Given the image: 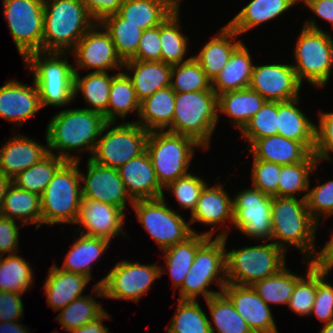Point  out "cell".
Returning <instances> with one entry per match:
<instances>
[{"label": "cell", "instance_id": "obj_4", "mask_svg": "<svg viewBox=\"0 0 333 333\" xmlns=\"http://www.w3.org/2000/svg\"><path fill=\"white\" fill-rule=\"evenodd\" d=\"M219 115L218 95L213 90L175 93V111L167 131L190 137L209 149Z\"/></svg>", "mask_w": 333, "mask_h": 333}, {"label": "cell", "instance_id": "obj_45", "mask_svg": "<svg viewBox=\"0 0 333 333\" xmlns=\"http://www.w3.org/2000/svg\"><path fill=\"white\" fill-rule=\"evenodd\" d=\"M0 256V291L24 293L31 289L33 272L30 263L17 254Z\"/></svg>", "mask_w": 333, "mask_h": 333}, {"label": "cell", "instance_id": "obj_46", "mask_svg": "<svg viewBox=\"0 0 333 333\" xmlns=\"http://www.w3.org/2000/svg\"><path fill=\"white\" fill-rule=\"evenodd\" d=\"M301 277L293 274L286 265L274 275L256 282L252 287L258 296L269 304H288L295 284Z\"/></svg>", "mask_w": 333, "mask_h": 333}, {"label": "cell", "instance_id": "obj_17", "mask_svg": "<svg viewBox=\"0 0 333 333\" xmlns=\"http://www.w3.org/2000/svg\"><path fill=\"white\" fill-rule=\"evenodd\" d=\"M83 186L82 198L104 202L120 208L125 212L126 200L134 201L127 194L124 182L120 178L118 169L98 164L90 157L87 160V175L80 172Z\"/></svg>", "mask_w": 333, "mask_h": 333}, {"label": "cell", "instance_id": "obj_33", "mask_svg": "<svg viewBox=\"0 0 333 333\" xmlns=\"http://www.w3.org/2000/svg\"><path fill=\"white\" fill-rule=\"evenodd\" d=\"M265 102L258 92L249 87L227 91L218 95V113L230 116V121L241 131Z\"/></svg>", "mask_w": 333, "mask_h": 333}, {"label": "cell", "instance_id": "obj_7", "mask_svg": "<svg viewBox=\"0 0 333 333\" xmlns=\"http://www.w3.org/2000/svg\"><path fill=\"white\" fill-rule=\"evenodd\" d=\"M294 58L296 64L292 66L301 84L304 79L316 87L328 83L333 67V39L314 19L303 25L294 47Z\"/></svg>", "mask_w": 333, "mask_h": 333}, {"label": "cell", "instance_id": "obj_51", "mask_svg": "<svg viewBox=\"0 0 333 333\" xmlns=\"http://www.w3.org/2000/svg\"><path fill=\"white\" fill-rule=\"evenodd\" d=\"M307 262V276H301L297 281L287 304L292 311L301 316L310 315L316 296V268L311 266L309 259Z\"/></svg>", "mask_w": 333, "mask_h": 333}, {"label": "cell", "instance_id": "obj_27", "mask_svg": "<svg viewBox=\"0 0 333 333\" xmlns=\"http://www.w3.org/2000/svg\"><path fill=\"white\" fill-rule=\"evenodd\" d=\"M238 35L227 24L202 47L199 54L193 56L211 82L226 66L233 51L242 43L239 40L234 41Z\"/></svg>", "mask_w": 333, "mask_h": 333}, {"label": "cell", "instance_id": "obj_9", "mask_svg": "<svg viewBox=\"0 0 333 333\" xmlns=\"http://www.w3.org/2000/svg\"><path fill=\"white\" fill-rule=\"evenodd\" d=\"M199 146L190 137L166 130L149 133L146 151L163 188L189 173V165L194 155L193 149Z\"/></svg>", "mask_w": 333, "mask_h": 333}, {"label": "cell", "instance_id": "obj_61", "mask_svg": "<svg viewBox=\"0 0 333 333\" xmlns=\"http://www.w3.org/2000/svg\"><path fill=\"white\" fill-rule=\"evenodd\" d=\"M333 236V233H332ZM311 266L330 271L333 268V237L327 242L324 248L318 252L315 251L312 259H309Z\"/></svg>", "mask_w": 333, "mask_h": 333}, {"label": "cell", "instance_id": "obj_62", "mask_svg": "<svg viewBox=\"0 0 333 333\" xmlns=\"http://www.w3.org/2000/svg\"><path fill=\"white\" fill-rule=\"evenodd\" d=\"M322 20L330 22L333 26V0H300Z\"/></svg>", "mask_w": 333, "mask_h": 333}, {"label": "cell", "instance_id": "obj_8", "mask_svg": "<svg viewBox=\"0 0 333 333\" xmlns=\"http://www.w3.org/2000/svg\"><path fill=\"white\" fill-rule=\"evenodd\" d=\"M80 161H66L40 196L42 224H75L82 200Z\"/></svg>", "mask_w": 333, "mask_h": 333}, {"label": "cell", "instance_id": "obj_24", "mask_svg": "<svg viewBox=\"0 0 333 333\" xmlns=\"http://www.w3.org/2000/svg\"><path fill=\"white\" fill-rule=\"evenodd\" d=\"M90 280L83 274L64 271L54 264L49 268L43 286L48 305L56 311L63 309L74 299L83 296V290Z\"/></svg>", "mask_w": 333, "mask_h": 333}, {"label": "cell", "instance_id": "obj_15", "mask_svg": "<svg viewBox=\"0 0 333 333\" xmlns=\"http://www.w3.org/2000/svg\"><path fill=\"white\" fill-rule=\"evenodd\" d=\"M232 199L233 226L251 239L271 241L272 196L251 187L238 192Z\"/></svg>", "mask_w": 333, "mask_h": 333}, {"label": "cell", "instance_id": "obj_44", "mask_svg": "<svg viewBox=\"0 0 333 333\" xmlns=\"http://www.w3.org/2000/svg\"><path fill=\"white\" fill-rule=\"evenodd\" d=\"M318 160L311 153L303 162L281 165L278 197L295 198V194L306 193L310 186V172L316 171Z\"/></svg>", "mask_w": 333, "mask_h": 333}, {"label": "cell", "instance_id": "obj_26", "mask_svg": "<svg viewBox=\"0 0 333 333\" xmlns=\"http://www.w3.org/2000/svg\"><path fill=\"white\" fill-rule=\"evenodd\" d=\"M247 150L253 154V160L280 165L303 162L311 154L301 142L278 134L255 140Z\"/></svg>", "mask_w": 333, "mask_h": 333}, {"label": "cell", "instance_id": "obj_16", "mask_svg": "<svg viewBox=\"0 0 333 333\" xmlns=\"http://www.w3.org/2000/svg\"><path fill=\"white\" fill-rule=\"evenodd\" d=\"M72 52L77 63L74 72H78L79 68L96 69L93 71L98 72L119 68L121 71L120 67L124 66V62L117 55L110 34L99 23H95L87 31L70 51Z\"/></svg>", "mask_w": 333, "mask_h": 333}, {"label": "cell", "instance_id": "obj_38", "mask_svg": "<svg viewBox=\"0 0 333 333\" xmlns=\"http://www.w3.org/2000/svg\"><path fill=\"white\" fill-rule=\"evenodd\" d=\"M0 215L19 219L21 225L36 223L38 229L41 225L40 195L20 189L12 183L6 191Z\"/></svg>", "mask_w": 333, "mask_h": 333}, {"label": "cell", "instance_id": "obj_25", "mask_svg": "<svg viewBox=\"0 0 333 333\" xmlns=\"http://www.w3.org/2000/svg\"><path fill=\"white\" fill-rule=\"evenodd\" d=\"M123 67L130 70V73L133 72L132 75L128 72L126 74L140 102L157 90L170 86L172 66L162 61L127 60Z\"/></svg>", "mask_w": 333, "mask_h": 333}, {"label": "cell", "instance_id": "obj_20", "mask_svg": "<svg viewBox=\"0 0 333 333\" xmlns=\"http://www.w3.org/2000/svg\"><path fill=\"white\" fill-rule=\"evenodd\" d=\"M125 213L118 207L92 199L82 198L76 224H80V234L104 238L122 235Z\"/></svg>", "mask_w": 333, "mask_h": 333}, {"label": "cell", "instance_id": "obj_19", "mask_svg": "<svg viewBox=\"0 0 333 333\" xmlns=\"http://www.w3.org/2000/svg\"><path fill=\"white\" fill-rule=\"evenodd\" d=\"M222 292L253 333H279L270 306L258 296L252 286L226 283Z\"/></svg>", "mask_w": 333, "mask_h": 333}, {"label": "cell", "instance_id": "obj_14", "mask_svg": "<svg viewBox=\"0 0 333 333\" xmlns=\"http://www.w3.org/2000/svg\"><path fill=\"white\" fill-rule=\"evenodd\" d=\"M3 13L23 60L42 51L44 0H3Z\"/></svg>", "mask_w": 333, "mask_h": 333}, {"label": "cell", "instance_id": "obj_18", "mask_svg": "<svg viewBox=\"0 0 333 333\" xmlns=\"http://www.w3.org/2000/svg\"><path fill=\"white\" fill-rule=\"evenodd\" d=\"M301 83L292 64L254 65L249 88L266 101L285 102L299 98Z\"/></svg>", "mask_w": 333, "mask_h": 333}, {"label": "cell", "instance_id": "obj_3", "mask_svg": "<svg viewBox=\"0 0 333 333\" xmlns=\"http://www.w3.org/2000/svg\"><path fill=\"white\" fill-rule=\"evenodd\" d=\"M272 239L284 252L292 245L312 258L316 250L315 233L318 224L311 217L306 199L272 197ZM288 243V244H287ZM286 244V245H285Z\"/></svg>", "mask_w": 333, "mask_h": 333}, {"label": "cell", "instance_id": "obj_50", "mask_svg": "<svg viewBox=\"0 0 333 333\" xmlns=\"http://www.w3.org/2000/svg\"><path fill=\"white\" fill-rule=\"evenodd\" d=\"M278 101H266L261 109L248 121L241 130L248 143L268 136L277 135Z\"/></svg>", "mask_w": 333, "mask_h": 333}, {"label": "cell", "instance_id": "obj_66", "mask_svg": "<svg viewBox=\"0 0 333 333\" xmlns=\"http://www.w3.org/2000/svg\"><path fill=\"white\" fill-rule=\"evenodd\" d=\"M319 333H333V321L324 324L322 330Z\"/></svg>", "mask_w": 333, "mask_h": 333}, {"label": "cell", "instance_id": "obj_28", "mask_svg": "<svg viewBox=\"0 0 333 333\" xmlns=\"http://www.w3.org/2000/svg\"><path fill=\"white\" fill-rule=\"evenodd\" d=\"M180 6V0H124L117 14L143 31L160 25Z\"/></svg>", "mask_w": 333, "mask_h": 333}, {"label": "cell", "instance_id": "obj_1", "mask_svg": "<svg viewBox=\"0 0 333 333\" xmlns=\"http://www.w3.org/2000/svg\"><path fill=\"white\" fill-rule=\"evenodd\" d=\"M106 123L104 116L94 111L62 110L54 115L47 125L46 143L49 153L54 154V150L60 151L57 156L70 162L80 161L79 157L72 155L71 151L74 150L86 151L93 155Z\"/></svg>", "mask_w": 333, "mask_h": 333}, {"label": "cell", "instance_id": "obj_59", "mask_svg": "<svg viewBox=\"0 0 333 333\" xmlns=\"http://www.w3.org/2000/svg\"><path fill=\"white\" fill-rule=\"evenodd\" d=\"M19 227L16 220L0 215V256L16 254L19 244Z\"/></svg>", "mask_w": 333, "mask_h": 333}, {"label": "cell", "instance_id": "obj_55", "mask_svg": "<svg viewBox=\"0 0 333 333\" xmlns=\"http://www.w3.org/2000/svg\"><path fill=\"white\" fill-rule=\"evenodd\" d=\"M280 171V164L263 160H253V187L259 189L262 193H265L268 196L278 197V180Z\"/></svg>", "mask_w": 333, "mask_h": 333}, {"label": "cell", "instance_id": "obj_2", "mask_svg": "<svg viewBox=\"0 0 333 333\" xmlns=\"http://www.w3.org/2000/svg\"><path fill=\"white\" fill-rule=\"evenodd\" d=\"M95 23L82 0H44L42 51H71Z\"/></svg>", "mask_w": 333, "mask_h": 333}, {"label": "cell", "instance_id": "obj_64", "mask_svg": "<svg viewBox=\"0 0 333 333\" xmlns=\"http://www.w3.org/2000/svg\"><path fill=\"white\" fill-rule=\"evenodd\" d=\"M0 333H29V331L19 321H3L0 322Z\"/></svg>", "mask_w": 333, "mask_h": 333}, {"label": "cell", "instance_id": "obj_36", "mask_svg": "<svg viewBox=\"0 0 333 333\" xmlns=\"http://www.w3.org/2000/svg\"><path fill=\"white\" fill-rule=\"evenodd\" d=\"M113 76L107 72L93 71L81 78L79 72H74V98L81 91L89 105V108L84 109L102 114L106 122H108V102Z\"/></svg>", "mask_w": 333, "mask_h": 333}, {"label": "cell", "instance_id": "obj_23", "mask_svg": "<svg viewBox=\"0 0 333 333\" xmlns=\"http://www.w3.org/2000/svg\"><path fill=\"white\" fill-rule=\"evenodd\" d=\"M49 154L48 148L20 134L0 148V171L13 178Z\"/></svg>", "mask_w": 333, "mask_h": 333}, {"label": "cell", "instance_id": "obj_40", "mask_svg": "<svg viewBox=\"0 0 333 333\" xmlns=\"http://www.w3.org/2000/svg\"><path fill=\"white\" fill-rule=\"evenodd\" d=\"M110 34L117 55L123 62L130 60L137 52L143 30L128 23L117 13L105 17L100 23Z\"/></svg>", "mask_w": 333, "mask_h": 333}, {"label": "cell", "instance_id": "obj_58", "mask_svg": "<svg viewBox=\"0 0 333 333\" xmlns=\"http://www.w3.org/2000/svg\"><path fill=\"white\" fill-rule=\"evenodd\" d=\"M21 294L12 291H0V322L20 321L24 313Z\"/></svg>", "mask_w": 333, "mask_h": 333}, {"label": "cell", "instance_id": "obj_6", "mask_svg": "<svg viewBox=\"0 0 333 333\" xmlns=\"http://www.w3.org/2000/svg\"><path fill=\"white\" fill-rule=\"evenodd\" d=\"M227 236L228 233L222 230L214 240L213 237H209L197 249L190 271L179 288V300H196L200 294L208 300L223 291L227 283L225 249ZM214 281H217L220 291L207 289Z\"/></svg>", "mask_w": 333, "mask_h": 333}, {"label": "cell", "instance_id": "obj_60", "mask_svg": "<svg viewBox=\"0 0 333 333\" xmlns=\"http://www.w3.org/2000/svg\"><path fill=\"white\" fill-rule=\"evenodd\" d=\"M91 18L100 23L105 17L116 14L124 0H82Z\"/></svg>", "mask_w": 333, "mask_h": 333}, {"label": "cell", "instance_id": "obj_21", "mask_svg": "<svg viewBox=\"0 0 333 333\" xmlns=\"http://www.w3.org/2000/svg\"><path fill=\"white\" fill-rule=\"evenodd\" d=\"M120 178L130 198L135 200L157 199L164 196L151 158L147 151L118 168Z\"/></svg>", "mask_w": 333, "mask_h": 333}, {"label": "cell", "instance_id": "obj_34", "mask_svg": "<svg viewBox=\"0 0 333 333\" xmlns=\"http://www.w3.org/2000/svg\"><path fill=\"white\" fill-rule=\"evenodd\" d=\"M215 232L216 230L213 228L211 231L202 234L193 233L185 241L163 250L166 266L176 290L182 286L190 271L197 249L209 237H213Z\"/></svg>", "mask_w": 333, "mask_h": 333}, {"label": "cell", "instance_id": "obj_43", "mask_svg": "<svg viewBox=\"0 0 333 333\" xmlns=\"http://www.w3.org/2000/svg\"><path fill=\"white\" fill-rule=\"evenodd\" d=\"M210 310L215 330L210 322V331L215 333H253L247 322L237 313L233 303L223 293L205 300Z\"/></svg>", "mask_w": 333, "mask_h": 333}, {"label": "cell", "instance_id": "obj_39", "mask_svg": "<svg viewBox=\"0 0 333 333\" xmlns=\"http://www.w3.org/2000/svg\"><path fill=\"white\" fill-rule=\"evenodd\" d=\"M179 9L180 6L160 24L161 61L171 66L192 58L183 60L189 38L180 32Z\"/></svg>", "mask_w": 333, "mask_h": 333}, {"label": "cell", "instance_id": "obj_52", "mask_svg": "<svg viewBox=\"0 0 333 333\" xmlns=\"http://www.w3.org/2000/svg\"><path fill=\"white\" fill-rule=\"evenodd\" d=\"M207 183L201 177L188 173L170 183L164 189L170 190L176 197L180 208L190 209L191 214L197 206L201 191Z\"/></svg>", "mask_w": 333, "mask_h": 333}, {"label": "cell", "instance_id": "obj_35", "mask_svg": "<svg viewBox=\"0 0 333 333\" xmlns=\"http://www.w3.org/2000/svg\"><path fill=\"white\" fill-rule=\"evenodd\" d=\"M300 0H251L228 25L239 35L285 13Z\"/></svg>", "mask_w": 333, "mask_h": 333}, {"label": "cell", "instance_id": "obj_10", "mask_svg": "<svg viewBox=\"0 0 333 333\" xmlns=\"http://www.w3.org/2000/svg\"><path fill=\"white\" fill-rule=\"evenodd\" d=\"M285 254L273 242L227 251L226 281L253 286L280 271L286 265Z\"/></svg>", "mask_w": 333, "mask_h": 333}, {"label": "cell", "instance_id": "obj_37", "mask_svg": "<svg viewBox=\"0 0 333 333\" xmlns=\"http://www.w3.org/2000/svg\"><path fill=\"white\" fill-rule=\"evenodd\" d=\"M80 235L81 237L72 244L60 269L67 272L80 273L91 279V265L104 254V251L109 247L110 241L85 234Z\"/></svg>", "mask_w": 333, "mask_h": 333}, {"label": "cell", "instance_id": "obj_12", "mask_svg": "<svg viewBox=\"0 0 333 333\" xmlns=\"http://www.w3.org/2000/svg\"><path fill=\"white\" fill-rule=\"evenodd\" d=\"M164 198L135 200L132 203L137 220L162 250L198 233L176 210H171Z\"/></svg>", "mask_w": 333, "mask_h": 333}, {"label": "cell", "instance_id": "obj_11", "mask_svg": "<svg viewBox=\"0 0 333 333\" xmlns=\"http://www.w3.org/2000/svg\"><path fill=\"white\" fill-rule=\"evenodd\" d=\"M113 124L107 122L104 125L90 158L98 164L118 169L146 151L150 132L136 122H124L115 127Z\"/></svg>", "mask_w": 333, "mask_h": 333}, {"label": "cell", "instance_id": "obj_49", "mask_svg": "<svg viewBox=\"0 0 333 333\" xmlns=\"http://www.w3.org/2000/svg\"><path fill=\"white\" fill-rule=\"evenodd\" d=\"M170 87L175 93L212 90L211 81L193 56L186 62L172 66Z\"/></svg>", "mask_w": 333, "mask_h": 333}, {"label": "cell", "instance_id": "obj_29", "mask_svg": "<svg viewBox=\"0 0 333 333\" xmlns=\"http://www.w3.org/2000/svg\"><path fill=\"white\" fill-rule=\"evenodd\" d=\"M233 223V199L229 197L222 185L207 184L201 191L195 210L192 212L189 224L201 222L215 227L226 221Z\"/></svg>", "mask_w": 333, "mask_h": 333}, {"label": "cell", "instance_id": "obj_31", "mask_svg": "<svg viewBox=\"0 0 333 333\" xmlns=\"http://www.w3.org/2000/svg\"><path fill=\"white\" fill-rule=\"evenodd\" d=\"M253 68L249 50L242 42L233 51L226 66L211 82L212 90L220 95L227 91L248 88Z\"/></svg>", "mask_w": 333, "mask_h": 333}, {"label": "cell", "instance_id": "obj_41", "mask_svg": "<svg viewBox=\"0 0 333 333\" xmlns=\"http://www.w3.org/2000/svg\"><path fill=\"white\" fill-rule=\"evenodd\" d=\"M112 78L108 102V122L115 123L116 118L125 119L130 112L136 111L139 116L140 101L126 72L118 71Z\"/></svg>", "mask_w": 333, "mask_h": 333}, {"label": "cell", "instance_id": "obj_63", "mask_svg": "<svg viewBox=\"0 0 333 333\" xmlns=\"http://www.w3.org/2000/svg\"><path fill=\"white\" fill-rule=\"evenodd\" d=\"M108 312L105 310L98 318L93 321H90L77 329H73L68 333H109V330L105 325H103V320L111 317L107 314Z\"/></svg>", "mask_w": 333, "mask_h": 333}, {"label": "cell", "instance_id": "obj_5", "mask_svg": "<svg viewBox=\"0 0 333 333\" xmlns=\"http://www.w3.org/2000/svg\"><path fill=\"white\" fill-rule=\"evenodd\" d=\"M65 55L66 52L40 51L23 60L29 72L33 73L42 108L47 105L64 106L74 100V66L68 63Z\"/></svg>", "mask_w": 333, "mask_h": 333}, {"label": "cell", "instance_id": "obj_42", "mask_svg": "<svg viewBox=\"0 0 333 333\" xmlns=\"http://www.w3.org/2000/svg\"><path fill=\"white\" fill-rule=\"evenodd\" d=\"M65 162L66 161L58 157L57 154L49 153L38 163L13 177L12 183L20 189L41 196L47 185L53 179L56 171Z\"/></svg>", "mask_w": 333, "mask_h": 333}, {"label": "cell", "instance_id": "obj_54", "mask_svg": "<svg viewBox=\"0 0 333 333\" xmlns=\"http://www.w3.org/2000/svg\"><path fill=\"white\" fill-rule=\"evenodd\" d=\"M329 272L316 268V296L310 313L324 324L333 321V286L325 278Z\"/></svg>", "mask_w": 333, "mask_h": 333}, {"label": "cell", "instance_id": "obj_53", "mask_svg": "<svg viewBox=\"0 0 333 333\" xmlns=\"http://www.w3.org/2000/svg\"><path fill=\"white\" fill-rule=\"evenodd\" d=\"M306 199L308 211L313 220L318 224L319 219L324 214L330 216L333 214V180L317 185L302 196Z\"/></svg>", "mask_w": 333, "mask_h": 333}, {"label": "cell", "instance_id": "obj_48", "mask_svg": "<svg viewBox=\"0 0 333 333\" xmlns=\"http://www.w3.org/2000/svg\"><path fill=\"white\" fill-rule=\"evenodd\" d=\"M93 297V294L91 296H81L60 310L55 319L59 320L58 322L62 325V329L67 332L77 329L95 320L105 311L102 305L97 303Z\"/></svg>", "mask_w": 333, "mask_h": 333}, {"label": "cell", "instance_id": "obj_65", "mask_svg": "<svg viewBox=\"0 0 333 333\" xmlns=\"http://www.w3.org/2000/svg\"><path fill=\"white\" fill-rule=\"evenodd\" d=\"M12 185V178L0 171V213L6 191Z\"/></svg>", "mask_w": 333, "mask_h": 333}, {"label": "cell", "instance_id": "obj_57", "mask_svg": "<svg viewBox=\"0 0 333 333\" xmlns=\"http://www.w3.org/2000/svg\"><path fill=\"white\" fill-rule=\"evenodd\" d=\"M160 25L142 32L138 50L130 60L161 61Z\"/></svg>", "mask_w": 333, "mask_h": 333}, {"label": "cell", "instance_id": "obj_22", "mask_svg": "<svg viewBox=\"0 0 333 333\" xmlns=\"http://www.w3.org/2000/svg\"><path fill=\"white\" fill-rule=\"evenodd\" d=\"M42 108L38 87L8 80L0 87V117L22 124Z\"/></svg>", "mask_w": 333, "mask_h": 333}, {"label": "cell", "instance_id": "obj_13", "mask_svg": "<svg viewBox=\"0 0 333 333\" xmlns=\"http://www.w3.org/2000/svg\"><path fill=\"white\" fill-rule=\"evenodd\" d=\"M163 271L157 264L145 265L123 260L98 281L92 291L100 297L138 302Z\"/></svg>", "mask_w": 333, "mask_h": 333}, {"label": "cell", "instance_id": "obj_30", "mask_svg": "<svg viewBox=\"0 0 333 333\" xmlns=\"http://www.w3.org/2000/svg\"><path fill=\"white\" fill-rule=\"evenodd\" d=\"M299 98L278 102L277 134L301 142L311 153L315 147V124L296 106Z\"/></svg>", "mask_w": 333, "mask_h": 333}, {"label": "cell", "instance_id": "obj_32", "mask_svg": "<svg viewBox=\"0 0 333 333\" xmlns=\"http://www.w3.org/2000/svg\"><path fill=\"white\" fill-rule=\"evenodd\" d=\"M175 111V92L166 87L140 102L139 120L134 121L148 132L165 131L171 126Z\"/></svg>", "mask_w": 333, "mask_h": 333}, {"label": "cell", "instance_id": "obj_56", "mask_svg": "<svg viewBox=\"0 0 333 333\" xmlns=\"http://www.w3.org/2000/svg\"><path fill=\"white\" fill-rule=\"evenodd\" d=\"M319 125L315 126V147L313 154L318 163L330 160L333 152V113H319Z\"/></svg>", "mask_w": 333, "mask_h": 333}, {"label": "cell", "instance_id": "obj_47", "mask_svg": "<svg viewBox=\"0 0 333 333\" xmlns=\"http://www.w3.org/2000/svg\"><path fill=\"white\" fill-rule=\"evenodd\" d=\"M167 333H211L210 320L196 300H179Z\"/></svg>", "mask_w": 333, "mask_h": 333}]
</instances>
